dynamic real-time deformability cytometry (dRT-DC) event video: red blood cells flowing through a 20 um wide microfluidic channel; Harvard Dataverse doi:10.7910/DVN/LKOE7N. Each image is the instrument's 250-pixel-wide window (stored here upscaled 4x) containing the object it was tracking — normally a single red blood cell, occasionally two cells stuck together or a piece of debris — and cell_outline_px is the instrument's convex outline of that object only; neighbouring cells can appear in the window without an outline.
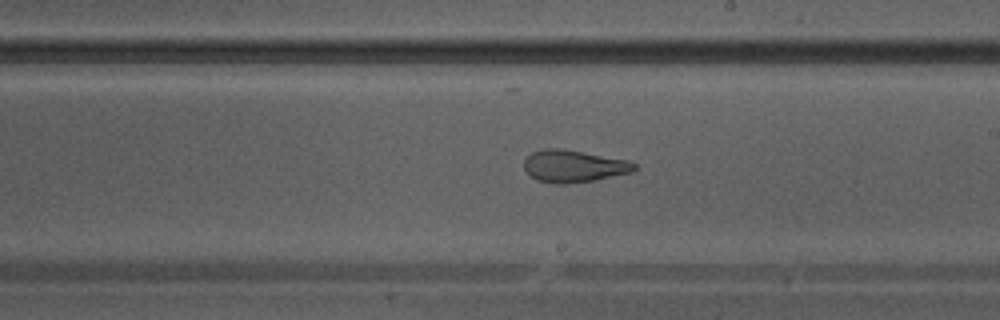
{"species": "Egyptian fruit bat (a non-hibernating species)", "species_latin": "Rousettus aegyptiacus", "temperature_condition": "warm", "stored_images_in_passage": 39, "camera_frame_rate_fps": 3000, "um_per_image_px": 0.085, "animal": {"sex": "male"}, "frame": {"image": 1, "passage_image": 23, "time_ms": 7.333, "image_size_px": [1000, 320], "cell_outline_px": [[636, 168], [632, 172], [592, 180], [564, 184], [556, 184], [536, 180], [524, 168], [524, 160], [532, 152], [544, 148], [560, 148], [628, 160], [636, 164]], "centroid_in_image_um": [48.74, 14.11], "position_along_channel_um": 240.3, "area_um2": 20.46}}